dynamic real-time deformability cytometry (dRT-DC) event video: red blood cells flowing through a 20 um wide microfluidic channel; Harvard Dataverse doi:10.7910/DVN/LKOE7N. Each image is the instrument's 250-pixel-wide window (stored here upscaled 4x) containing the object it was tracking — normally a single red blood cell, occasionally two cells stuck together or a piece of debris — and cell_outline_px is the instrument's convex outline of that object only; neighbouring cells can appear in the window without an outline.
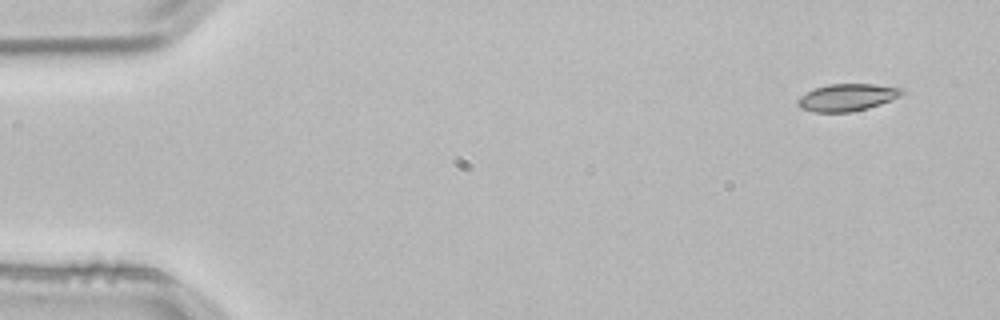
{"species": "common noctule bat (a hibernating species)", "species_latin": "Nyctalus noctula", "temperature_condition": "room temperature", "stored_images_in_passage": 3, "camera_frame_rate_fps": 3000, "um_per_image_px": 0.085, "animal": {"sex": "male", "body_mass_g": 21.5, "forearm_length_mm": 52.0}, "frame": {"image": 1, "passage_image": 1, "time_ms": 0.0, "image_size_px": [1000, 320], "cell_outline_px": [[904, 92], [880, 104], [868, 108], [852, 112], [816, 112], [800, 108], [796, 104], [796, 100], [800, 96], [816, 88], [828, 84], [872, 84], [904, 88]], "centroid_in_image_um": [71.96, 8.28], "position_along_channel_um": 13.0, "area_um2": 16.3}}
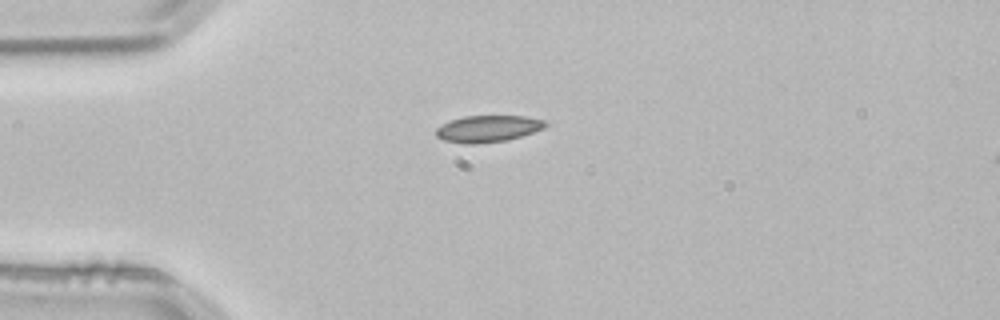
{"frame": {"image": 2, "passage_image": 3, "time_ms": 0.667, "image_size_px": [1000, 320], "cell_outline_px": [[548, 124], [544, 128], [508, 140], [476, 144], [468, 144], [444, 140], [436, 136], [436, 128], [452, 120], [464, 116], [524, 116], [544, 120]], "centroid_in_image_um": [41.48, 10.94], "position_along_channel_um": 43.5, "area_um2": 16.82}}